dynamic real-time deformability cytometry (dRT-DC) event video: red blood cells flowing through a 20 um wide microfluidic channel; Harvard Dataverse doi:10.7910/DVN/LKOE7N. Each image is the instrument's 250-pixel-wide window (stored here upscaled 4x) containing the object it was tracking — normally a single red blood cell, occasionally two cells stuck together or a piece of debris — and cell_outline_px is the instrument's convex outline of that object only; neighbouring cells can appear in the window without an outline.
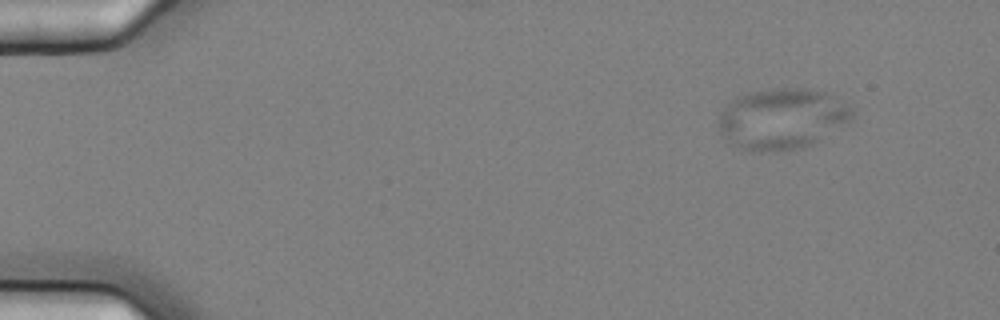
{"species": "common noctule bat (a hibernating species)", "species_latin": "Nyctalus noctula", "temperature_condition": "cold", "stored_images_in_passage": 9, "camera_frame_rate_fps": 3000, "um_per_image_px": 0.085, "animal": {"sex": "female", "body_mass_g": 25.1}, "frame": {"image": 1, "passage_image": 1, "time_ms": 0.0, "image_size_px": [1000, 320], "cell_outline_px": [[856, 108], [852, 120], [812, 144], [804, 148], [776, 152], [748, 152], [732, 144], [720, 132], [716, 124], [720, 112], [736, 96], [748, 92], [772, 88], [804, 88], [828, 92], [852, 104]], "centroid_in_image_um": [66.51, 10.09], "position_along_channel_um": 18.5, "area_um2": 48.55}}
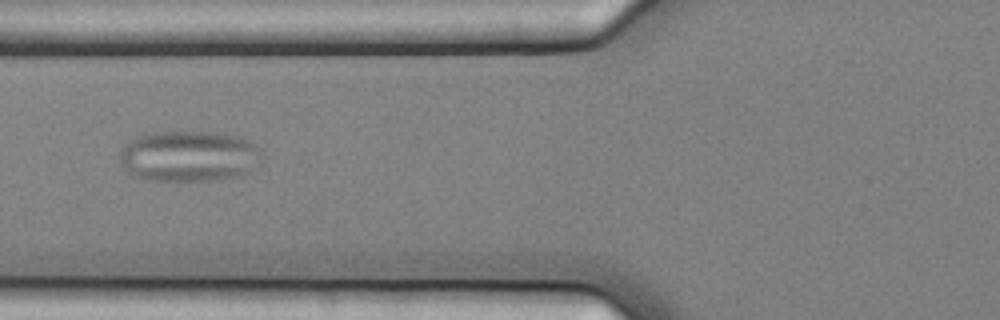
{"frame": {"image": 2, "passage_image": 6, "time_ms": 1.667, "image_size_px": [1000, 320], "cell_outline_px": [[260, 160], [248, 172], [240, 176], [208, 180], [148, 180], [136, 176], [128, 172], [120, 156], [124, 144], [136, 136], [156, 132], [212, 132], [236, 136], [248, 140], [256, 144], [260, 148]], "centroid_in_image_um": [16.07, 13.26], "position_along_channel_um": 109.7, "area_um2": 41.73}}